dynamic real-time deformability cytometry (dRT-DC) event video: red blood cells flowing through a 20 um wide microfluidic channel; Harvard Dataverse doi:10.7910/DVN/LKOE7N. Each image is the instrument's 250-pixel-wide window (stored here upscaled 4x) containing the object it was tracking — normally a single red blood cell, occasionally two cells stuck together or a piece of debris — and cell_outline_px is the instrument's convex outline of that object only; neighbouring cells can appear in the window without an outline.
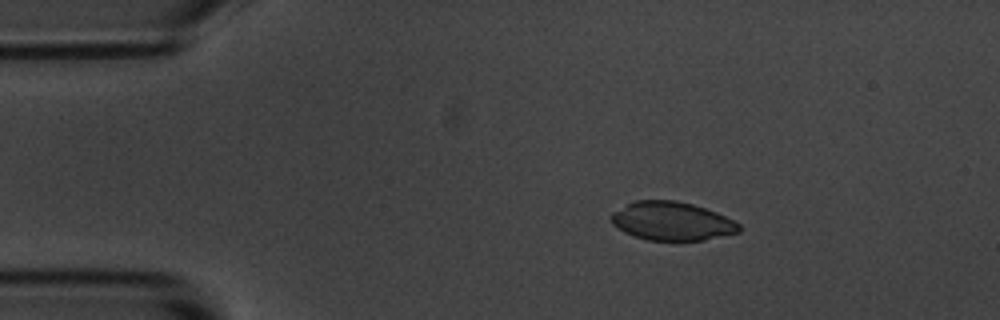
{"species": "common noctule bat (a hibernating species)", "species_latin": "Nyctalus noctula", "temperature_condition": "room temperature", "stored_images_in_passage": 5, "camera_frame_rate_fps": 3000, "um_per_image_px": 0.085, "animal": {"sex": "male", "body_mass_g": 20.1, "forearm_length_mm": 53.5}, "frame": {"image": 1, "passage_image": 2, "time_ms": 1.333, "image_size_px": [1000, 320], "cell_outline_px": [[740, 232], [704, 240], [648, 240], [624, 232], [612, 224], [608, 220], [608, 216], [612, 212], [632, 200], [676, 200], [692, 204], [716, 212], [740, 224]], "centroid_in_image_um": [57.05, 18.78], "position_along_channel_um": 27.9, "area_um2": 28.84}}